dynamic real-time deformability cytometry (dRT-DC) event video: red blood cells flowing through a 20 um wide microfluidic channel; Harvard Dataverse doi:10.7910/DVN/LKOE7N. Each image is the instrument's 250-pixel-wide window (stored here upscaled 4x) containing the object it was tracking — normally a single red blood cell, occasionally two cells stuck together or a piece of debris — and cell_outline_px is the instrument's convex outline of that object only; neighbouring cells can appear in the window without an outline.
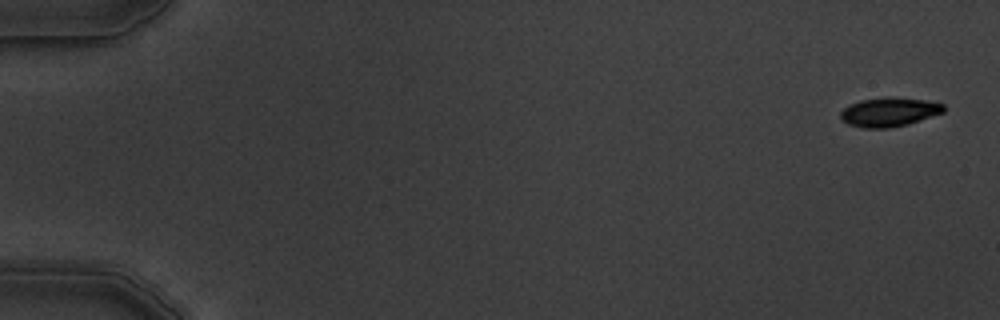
{"species": "common noctule bat (a hibernating species)", "species_latin": "Nyctalus noctula", "temperature_condition": "warm", "stored_images_in_passage": 5, "camera_frame_rate_fps": 3000, "um_per_image_px": 0.085, "animal": {"sex": "male", "body_mass_g": 19.5, "forearm_length_mm": 54.6}, "frame": {"image": 1, "passage_image": 1, "time_ms": 0.0, "image_size_px": [1000, 320], "cell_outline_px": [[944, 112], [908, 124], [888, 128], [864, 128], [848, 124], [840, 120], [840, 112], [848, 104], [860, 100], [888, 96], [924, 100], [944, 104]], "centroid_in_image_um": [75.53, 9.52], "position_along_channel_um": 9.5, "area_um2": 17.57}}
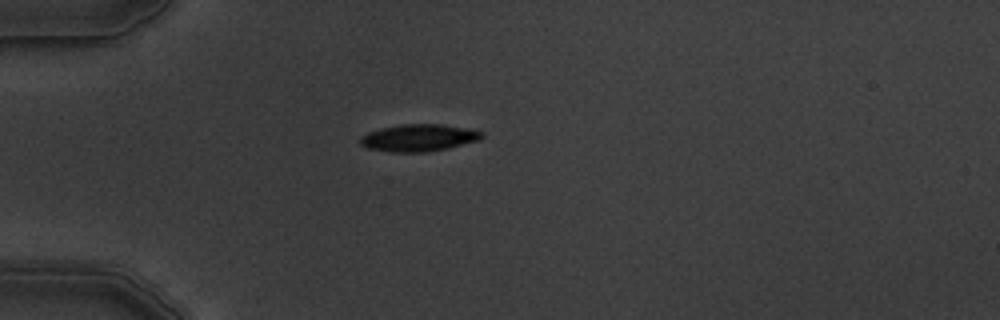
{"frame": {"image": 2, "passage_image": 5, "time_ms": 4.667, "image_size_px": [1000, 320], "cell_outline_px": [[484, 136], [480, 140], [448, 148], [424, 152], [392, 152], [368, 148], [360, 144], [360, 136], [368, 132], [380, 128], [400, 124], [440, 124], [468, 128], [484, 132]], "centroid_in_image_um": [35.6, 11.7], "position_along_channel_um": 49.4, "area_um2": 19.31}}